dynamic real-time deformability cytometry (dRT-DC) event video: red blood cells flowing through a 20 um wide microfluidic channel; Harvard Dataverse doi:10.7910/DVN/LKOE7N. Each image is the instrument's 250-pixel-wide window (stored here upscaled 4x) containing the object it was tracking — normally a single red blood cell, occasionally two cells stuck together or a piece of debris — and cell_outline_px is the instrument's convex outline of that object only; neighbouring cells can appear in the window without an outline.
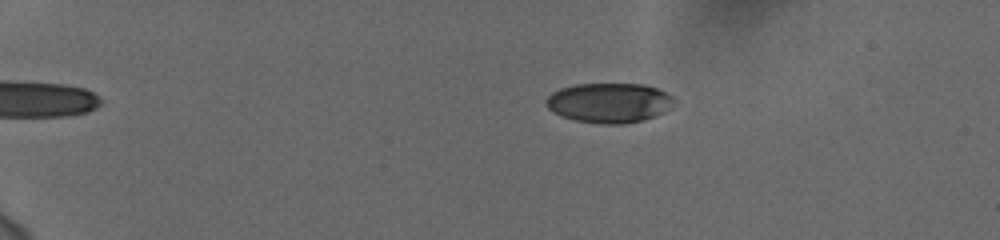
{"species": "human", "species_latin": "Homo sapiens", "temperature_condition": "cold", "stored_images_in_passage": 51, "camera_frame_rate_fps": 3000, "um_per_image_px": 0.085, "donor": {"sex": "female"}, "frame": {"image": 1, "passage_image": 6, "time_ms": 1.667, "image_size_px": [1000, 240], "cell_outline_px": [[672, 108], [664, 112], [640, 120], [624, 124], [604, 124], [576, 120], [560, 116], [548, 108], [544, 104], [544, 100], [552, 92], [560, 88], [576, 84], [644, 84], [656, 88], [672, 96]], "centroid_in_image_um": [51.73, 8.73], "position_along_channel_um": 33.3, "area_um2": 29.54}}
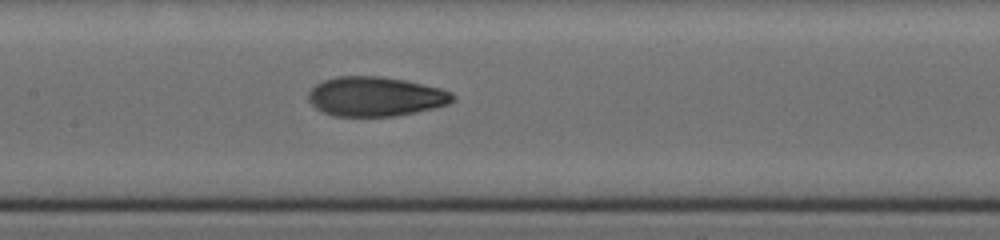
{"frame": {"image": 2, "passage_image": 25, "time_ms": 8.0, "image_size_px": [1000, 240], "cell_outline_px": [[456, 100], [448, 104], [432, 108], [392, 116], [336, 116], [320, 112], [308, 100], [308, 92], [316, 84], [324, 80], [336, 76], [380, 76], [404, 80], [440, 88], [452, 92], [456, 96]], "centroid_in_image_um": [31.9, 8.2], "position_along_channel_um": 175.5, "area_um2": 33.18}}
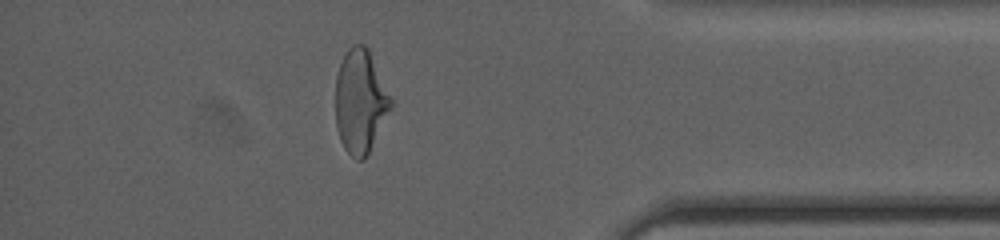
{"frame": {"image": 3, "passage_image": 45, "time_ms": 14.667, "image_size_px": [1000, 240], "cell_outline_px": [[392, 108], [364, 160], [356, 160], [344, 148], [340, 140], [336, 128], [336, 76], [340, 64], [348, 48], [352, 44], [364, 44], [368, 48], [392, 100]], "centroid_in_image_um": [30.62, 8.62], "position_along_channel_um": 404.6, "area_um2": 33.18}, "authors_computed_cell_mechanics": {"area_um2": 32.5992, "velocity_mm_per_s": 3.7521, "shape_relaxation_time_tau1_ms": 4.5187, "shape_relaxation_time_tau2_ms": 1.4085, "deformation_change_tau1": 0.1718, "deformation_change_tau2": 0.0701}}